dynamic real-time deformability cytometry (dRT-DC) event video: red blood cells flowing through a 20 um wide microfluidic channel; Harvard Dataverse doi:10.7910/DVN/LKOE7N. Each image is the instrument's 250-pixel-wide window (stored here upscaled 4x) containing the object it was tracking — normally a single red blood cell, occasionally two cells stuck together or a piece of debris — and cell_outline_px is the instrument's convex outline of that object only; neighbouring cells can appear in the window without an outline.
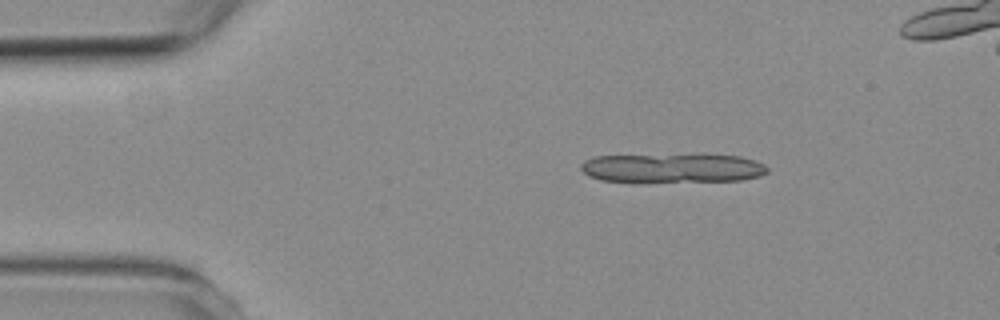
{"species": "common noctule bat (a hibernating species)", "species_latin": "Nyctalus noctula", "temperature_condition": "room temperature", "stored_images_in_passage": 4, "camera_frame_rate_fps": 3000, "um_per_image_px": 0.085, "animal": {"sex": "female", "body_mass_g": 19.3, "forearm_length_mm": 54.1}, "frame": {"image": 1, "passage_image": 1, "time_ms": 0.0, "image_size_px": [1000, 320], "cell_outline_px": [[768, 172], [760, 176], [740, 180], [600, 180], [588, 176], [580, 168], [580, 164], [584, 160], [592, 156], [704, 152], [740, 156], [764, 164], [768, 168]], "centroid_in_image_um": [57.17, 14.2], "position_along_channel_um": 27.8, "area_um2": 32.19}}